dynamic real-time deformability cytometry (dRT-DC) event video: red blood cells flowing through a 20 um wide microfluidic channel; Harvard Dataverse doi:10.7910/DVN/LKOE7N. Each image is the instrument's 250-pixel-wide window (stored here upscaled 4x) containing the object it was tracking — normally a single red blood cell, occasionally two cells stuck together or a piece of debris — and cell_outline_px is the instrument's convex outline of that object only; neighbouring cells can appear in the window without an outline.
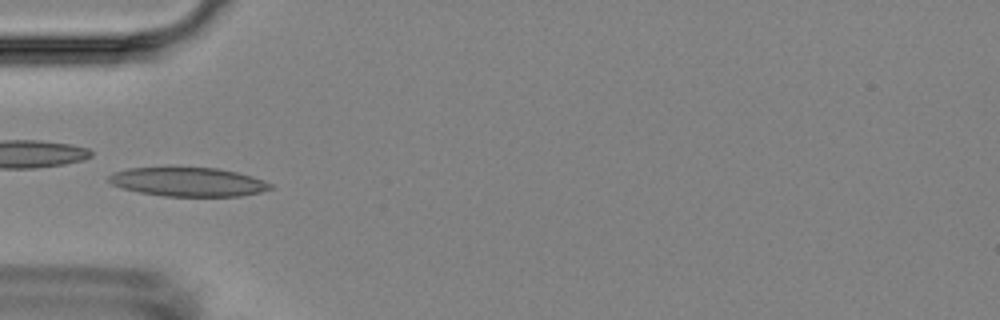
{"species": "Egyptian fruit bat (a non-hibernating species)", "species_latin": "Rousettus aegyptiacus", "temperature_condition": "room temperature", "stored_images_in_passage": 6, "camera_frame_rate_fps": 3000, "um_per_image_px": 0.085, "animal": {"sex": "female"}, "frame": {"image": 1, "passage_image": 5, "time_ms": 4.667, "image_size_px": [1000, 320], "cell_outline_px": [[276, 188], [260, 192], [240, 196], [164, 196], [140, 192], [120, 188], [112, 184], [108, 180], [108, 176], [112, 172], [128, 168], [216, 168], [236, 172], [252, 176], [272, 184]], "centroid_in_image_um": [15.99, 15.47], "position_along_channel_um": 69.0, "area_um2": 27.17}}